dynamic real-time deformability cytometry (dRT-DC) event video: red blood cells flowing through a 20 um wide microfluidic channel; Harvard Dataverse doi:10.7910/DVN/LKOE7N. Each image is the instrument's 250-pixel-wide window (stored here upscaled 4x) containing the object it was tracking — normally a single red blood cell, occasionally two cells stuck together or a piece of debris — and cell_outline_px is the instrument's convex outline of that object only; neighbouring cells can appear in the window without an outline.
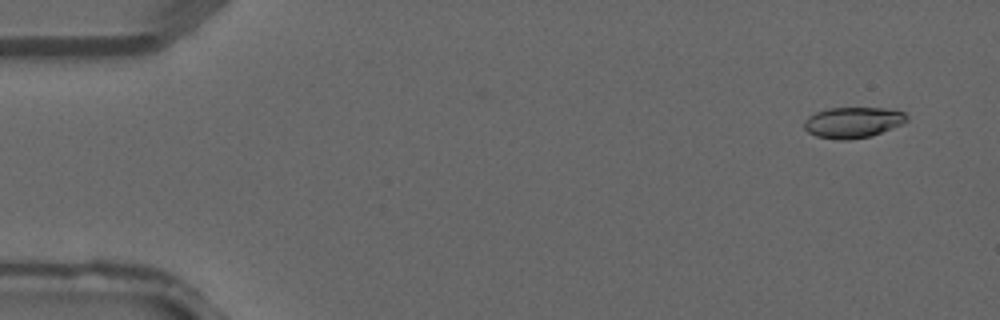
{"species": "common noctule bat (a hibernating species)", "species_latin": "Nyctalus noctula", "temperature_condition": "warm", "stored_images_in_passage": 3, "camera_frame_rate_fps": 3000, "um_per_image_px": 0.085, "animal": {"sex": "male", "forearm_length_mm": 52.5}, "frame": {"image": 1, "passage_image": 1, "time_ms": 0.0, "image_size_px": [1000, 320], "cell_outline_px": [[908, 120], [904, 124], [872, 136], [848, 140], [836, 140], [816, 136], [808, 132], [804, 128], [804, 120], [808, 116], [816, 112], [828, 108], [884, 108], [904, 112], [908, 116]], "centroid_in_image_um": [72.51, 10.41], "position_along_channel_um": 12.5, "area_um2": 18.67}}
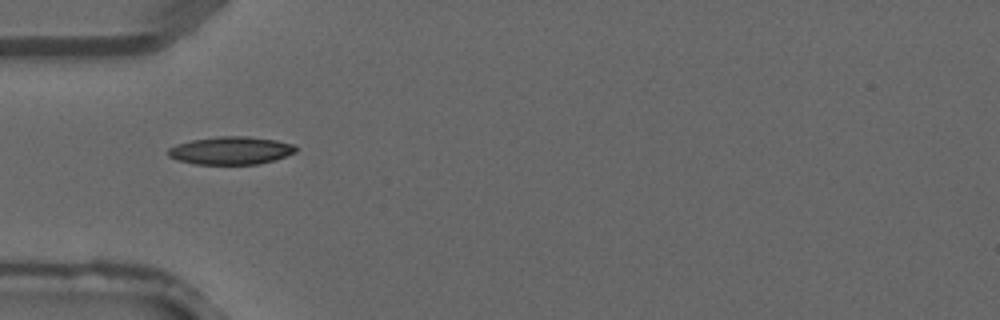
{"frame": {"image": 2, "passage_image": 3, "time_ms": 0.667, "image_size_px": [1000, 320], "cell_outline_px": [[296, 152], [276, 160], [256, 164], [196, 164], [176, 160], [168, 156], [168, 148], [176, 144], [192, 140], [220, 136], [248, 136], [276, 140], [296, 144]], "centroid_in_image_um": [19.64, 12.79], "position_along_channel_um": 65.4, "area_um2": 20.87}}